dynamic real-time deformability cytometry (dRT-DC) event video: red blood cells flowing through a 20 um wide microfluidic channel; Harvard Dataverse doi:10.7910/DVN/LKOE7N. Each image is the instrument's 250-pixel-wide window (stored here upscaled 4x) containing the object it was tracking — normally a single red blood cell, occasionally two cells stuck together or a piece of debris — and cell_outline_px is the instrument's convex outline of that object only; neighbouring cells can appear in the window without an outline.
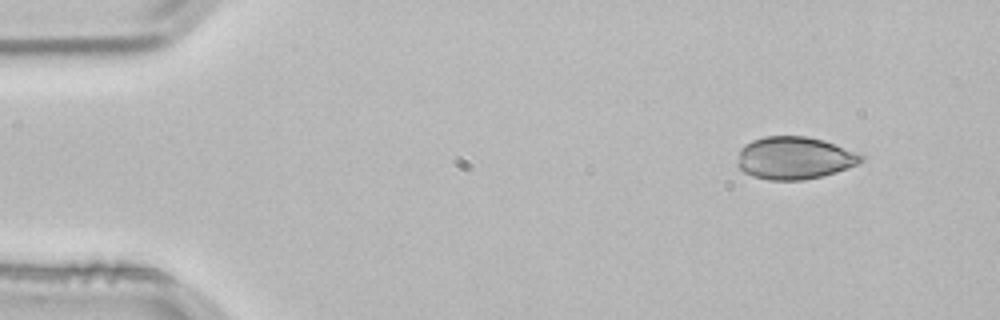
{"species": "common noctule bat (a hibernating species)", "species_latin": "Nyctalus noctula", "temperature_condition": "room temperature", "stored_images_in_passage": 4, "segment_of_instrument_passage": [1, 2], "camera_frame_rate_fps": 3000, "um_per_image_px": 0.085, "animal": {"sex": "male", "body_mass_g": 21.5, "forearm_length_mm": 52.0}, "frame": {"image": 1, "passage_image": 1, "time_ms": 0.0, "image_size_px": [1000, 320], "cell_outline_px": [[864, 160], [856, 164], [836, 172], [804, 180], [768, 180], [752, 176], [744, 172], [736, 164], [740, 148], [744, 144], [752, 140], [764, 136], [804, 136], [824, 140], [836, 144], [856, 152], [864, 156]], "centroid_in_image_um": [67.49, 13.42], "position_along_channel_um": 17.5, "area_um2": 30.75}}
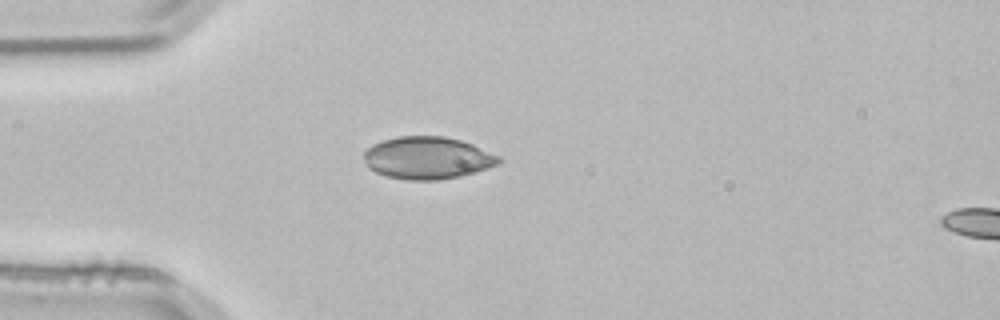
{"frame": {"image": 2, "passage_image": 3, "time_ms": 0.667, "image_size_px": [1000, 320], "cell_outline_px": [[504, 160], [500, 164], [460, 176], [440, 180], [404, 180], [384, 176], [368, 168], [364, 164], [364, 152], [372, 144], [384, 140], [400, 136], [444, 136], [460, 140], [472, 144], [500, 156]], "centroid_in_image_um": [36.33, 13.43], "position_along_channel_um": 48.7, "area_um2": 33.52}}